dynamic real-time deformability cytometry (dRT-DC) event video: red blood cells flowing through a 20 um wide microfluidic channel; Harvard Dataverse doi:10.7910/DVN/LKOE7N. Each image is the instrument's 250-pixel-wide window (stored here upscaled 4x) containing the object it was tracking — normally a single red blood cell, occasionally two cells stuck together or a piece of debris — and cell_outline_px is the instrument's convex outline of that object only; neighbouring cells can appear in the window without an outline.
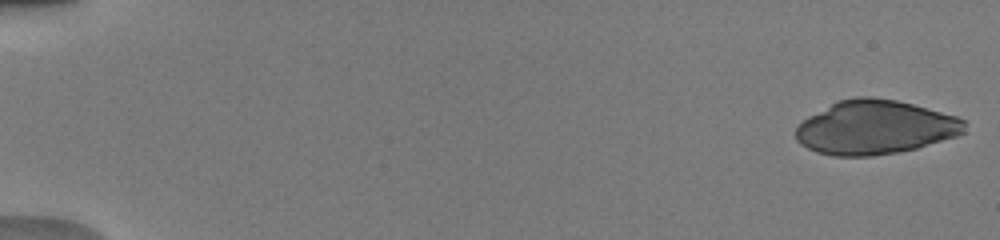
{"species": "human", "species_latin": "Homo sapiens", "temperature_condition": "warm", "stored_images_in_passage": 50, "camera_frame_rate_fps": 3000, "um_per_image_px": 0.085, "donor": {"sex": "male"}, "frame": {"image": 1, "passage_image": 1, "time_ms": 0.0, "image_size_px": [1000, 240], "cell_outline_px": [[964, 132], [956, 136], [916, 148], [896, 152], [872, 156], [832, 156], [816, 152], [800, 144], [796, 140], [796, 128], [808, 116], [836, 100], [856, 96], [872, 96], [896, 100], [912, 104], [956, 116], [964, 120]], "centroid_in_image_um": [74.33, 10.82], "position_along_channel_um": 10.7, "area_um2": 53.0}}
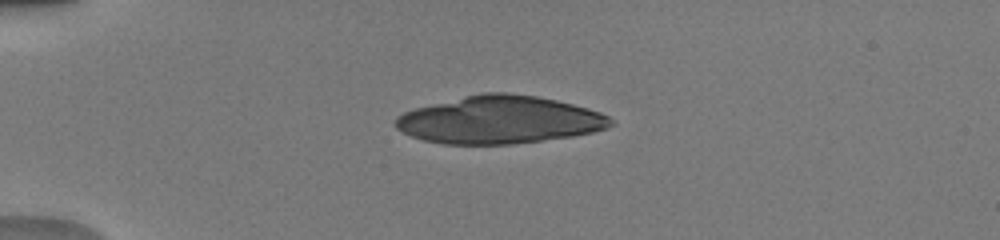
{"frame": {"image": 2, "passage_image": 13, "time_ms": 4.0, "image_size_px": [1000, 240], "cell_outline_px": [[616, 124], [608, 128], [592, 132], [572, 136], [512, 144], [444, 144], [424, 140], [412, 136], [396, 128], [392, 124], [396, 116], [404, 112], [416, 108], [464, 96], [484, 92], [508, 92], [536, 96], [556, 100], [588, 108], [600, 112], [608, 116]], "centroid_in_image_um": [42.46, 10.18], "position_along_channel_um": 42.5, "area_um2": 59.71}}